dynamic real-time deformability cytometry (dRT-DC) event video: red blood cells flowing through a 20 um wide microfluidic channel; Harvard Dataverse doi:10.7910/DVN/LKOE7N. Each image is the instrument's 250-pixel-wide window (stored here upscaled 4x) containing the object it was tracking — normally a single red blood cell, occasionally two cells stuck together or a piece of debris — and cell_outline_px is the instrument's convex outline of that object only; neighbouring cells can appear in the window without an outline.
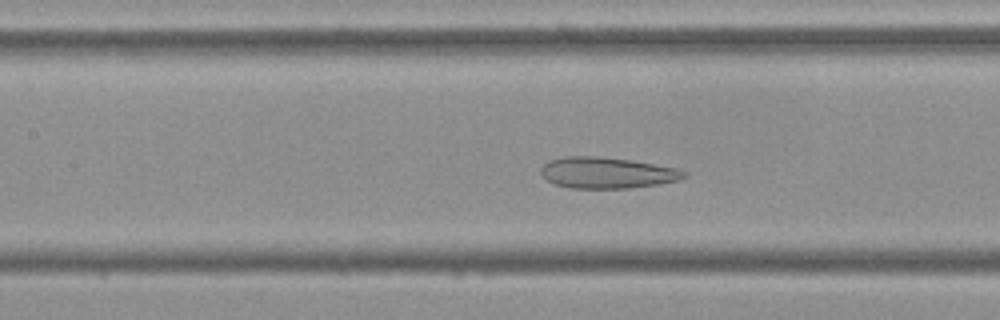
{"species": "Egyptian fruit bat (a non-hibernating species)", "species_latin": "Rousettus aegyptiacus", "temperature_condition": "cold", "stored_images_in_passage": 52, "camera_frame_rate_fps": 3000, "um_per_image_px": 0.085, "frame": {"image": 1, "passage_image": 22, "time_ms": 7.0, "image_size_px": [1000, 320], "cell_outline_px": [[688, 176], [680, 180], [660, 184], [628, 188], [568, 188], [556, 184], [548, 180], [540, 172], [540, 168], [548, 160], [564, 156], [600, 156], [632, 160], [676, 168], [688, 172]], "centroid_in_image_um": [51.61, 14.68], "position_along_channel_um": 155.8, "area_um2": 26.18}}
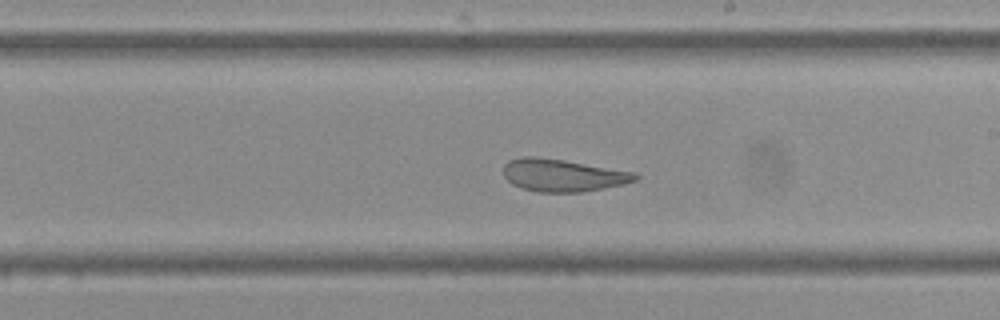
{"frame": {"image": 2, "passage_image": 29, "time_ms": 9.333, "image_size_px": [1000, 320], "cell_outline_px": [[640, 176], [636, 180], [624, 184], [604, 188], [580, 192], [536, 192], [520, 188], [512, 184], [504, 176], [504, 164], [508, 160], [524, 156], [532, 156], [564, 160], [636, 172]], "centroid_in_image_um": [47.83, 14.9], "position_along_channel_um": 241.2, "area_um2": 25.03}}
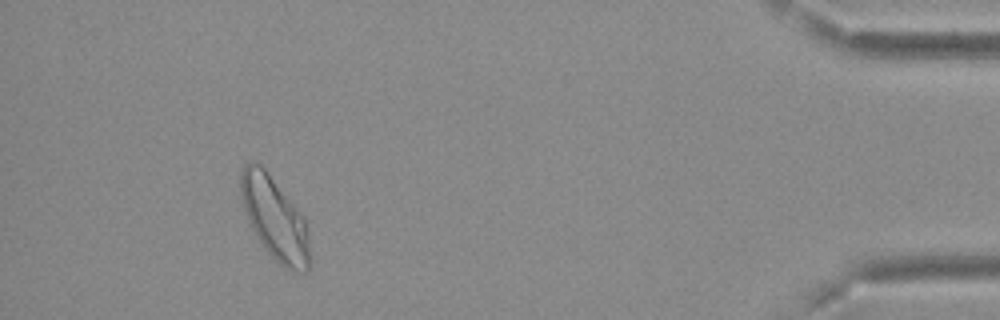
{"frame": {"image": 3, "passage_image": 48, "time_ms": 15.667, "image_size_px": [1000, 320], "cell_outline_px": [[312, 260], [308, 268], [304, 272], [296, 272], [280, 264], [268, 252], [256, 236], [248, 220], [240, 196], [240, 172], [244, 164], [248, 160], [252, 160], [260, 164], [264, 168], [304, 216]], "centroid_in_image_um": [23.34, 18.54], "position_along_channel_um": 411.9, "area_um2": 33.29}, "authors_computed_cell_mechanics": {"area_um2": 29.5647, "velocity_mm_per_s": 3.6701, "shape_relaxation_time_tau1_ms": null, "shape_relaxation_time_tau2_ms": 1.4576, "deformation_change_tau1": null, "deformation_change_tau2": 0.0938}}